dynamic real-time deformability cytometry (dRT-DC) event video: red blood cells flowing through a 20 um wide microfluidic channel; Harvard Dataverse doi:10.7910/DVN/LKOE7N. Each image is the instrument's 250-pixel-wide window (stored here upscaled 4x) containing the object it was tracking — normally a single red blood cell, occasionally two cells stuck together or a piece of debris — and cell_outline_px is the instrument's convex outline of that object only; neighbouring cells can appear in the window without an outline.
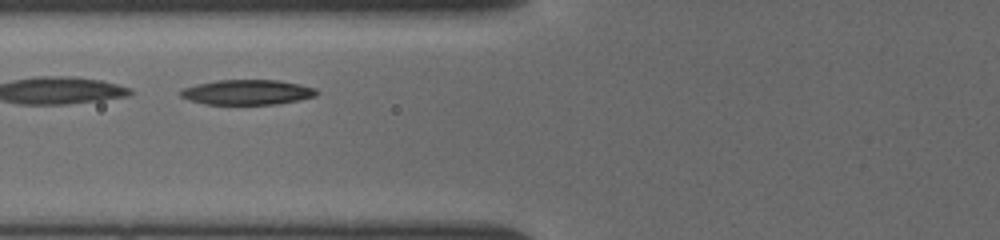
{"species": "common noctule bat (a hibernating species)", "species_latin": "Nyctalus noctula", "temperature_condition": "cold", "stored_images_in_passage": 21, "camera_frame_rate_fps": 3000, "um_per_image_px": 0.085, "animal": {"sex": "female", "body_mass_g": 19.5, "forearm_length_mm": 54.1}, "frame": {"image": 1, "passage_image": 9, "time_ms": 2.333, "image_size_px": [1000, 240], "cell_outline_px": [[320, 92], [316, 96], [276, 104], [204, 104], [188, 100], [180, 96], [180, 92], [184, 88], [196, 84], [216, 80], [280, 80], [300, 84], [316, 88]], "centroid_in_image_um": [21.03, 7.83], "position_along_channel_um": 104.8, "area_um2": 19.88}}